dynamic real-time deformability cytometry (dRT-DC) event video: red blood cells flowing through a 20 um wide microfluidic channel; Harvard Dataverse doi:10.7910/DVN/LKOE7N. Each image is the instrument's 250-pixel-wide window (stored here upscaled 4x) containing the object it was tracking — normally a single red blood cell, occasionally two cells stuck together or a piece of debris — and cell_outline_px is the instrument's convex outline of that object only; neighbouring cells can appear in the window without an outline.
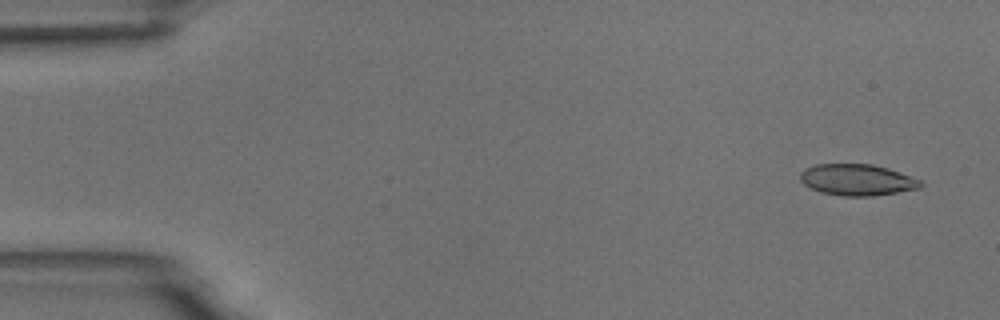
{"species": "common noctule bat (a hibernating species)", "species_latin": "Nyctalus noctula", "temperature_condition": "room temperature", "stored_images_in_passage": 5, "camera_frame_rate_fps": 3000, "um_per_image_px": 0.085, "animal": {"sex": "male", "body_mass_g": 18.8}, "frame": {"image": 1, "passage_image": 1, "time_ms": 0.0, "image_size_px": [1000, 320], "cell_outline_px": [[924, 184], [920, 188], [872, 196], [840, 196], [820, 192], [804, 184], [800, 180], [800, 172], [804, 168], [816, 164], [872, 164], [888, 168], [924, 180]], "centroid_in_image_um": [72.88, 15.28], "position_along_channel_um": 12.1, "area_um2": 22.2}}
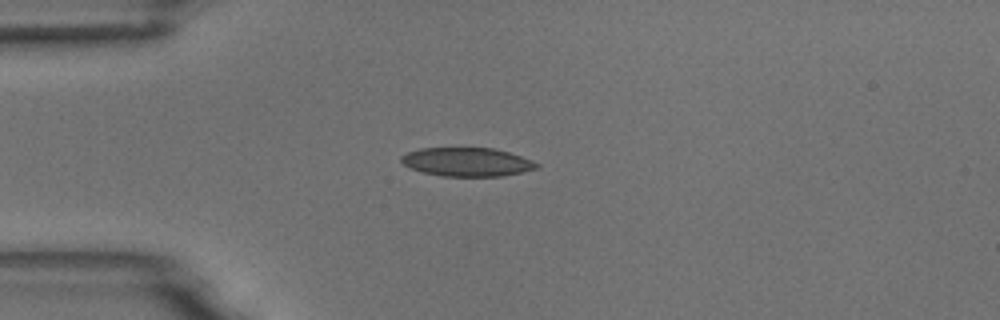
{"frame": {"image": 2, "passage_image": 4, "time_ms": 3.667, "image_size_px": [1000, 320], "cell_outline_px": [[540, 168], [504, 176], [440, 176], [424, 172], [412, 168], [404, 164], [400, 160], [400, 156], [408, 152], [420, 148], [492, 148], [508, 152], [520, 156], [540, 164]], "centroid_in_image_um": [39.71, 13.77], "position_along_channel_um": 45.3, "area_um2": 22.54}}